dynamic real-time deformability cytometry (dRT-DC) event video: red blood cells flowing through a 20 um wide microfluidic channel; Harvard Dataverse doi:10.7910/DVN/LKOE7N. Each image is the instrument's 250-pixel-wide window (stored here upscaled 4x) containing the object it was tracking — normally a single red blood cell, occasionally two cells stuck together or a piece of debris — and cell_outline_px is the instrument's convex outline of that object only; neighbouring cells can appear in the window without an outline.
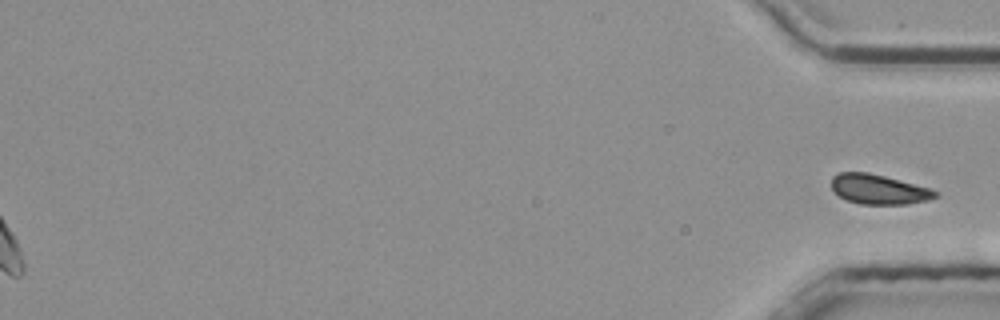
{"species": "common noctule bat (a hibernating species)", "species_latin": "Nyctalus noctula", "temperature_condition": "room temperature", "stored_images_in_passage": 48, "segment_of_instrument_passage": [2, 2], "camera_frame_rate_fps": 3000, "um_per_image_px": 0.085, "animal": {"sex": "male", "body_mass_g": 20.4}, "frame": {"image": 1, "passage_image": 48, "time_ms": 15.667, "image_size_px": [1000, 320], "cell_outline_px": [[936, 196], [928, 200], [908, 204], [860, 204], [844, 200], [832, 188], [832, 176], [840, 172], [868, 172], [932, 188], [936, 192]], "centroid_in_image_um": [74.68, 16.09], "position_along_channel_um": 360.5, "area_um2": 17.98}}